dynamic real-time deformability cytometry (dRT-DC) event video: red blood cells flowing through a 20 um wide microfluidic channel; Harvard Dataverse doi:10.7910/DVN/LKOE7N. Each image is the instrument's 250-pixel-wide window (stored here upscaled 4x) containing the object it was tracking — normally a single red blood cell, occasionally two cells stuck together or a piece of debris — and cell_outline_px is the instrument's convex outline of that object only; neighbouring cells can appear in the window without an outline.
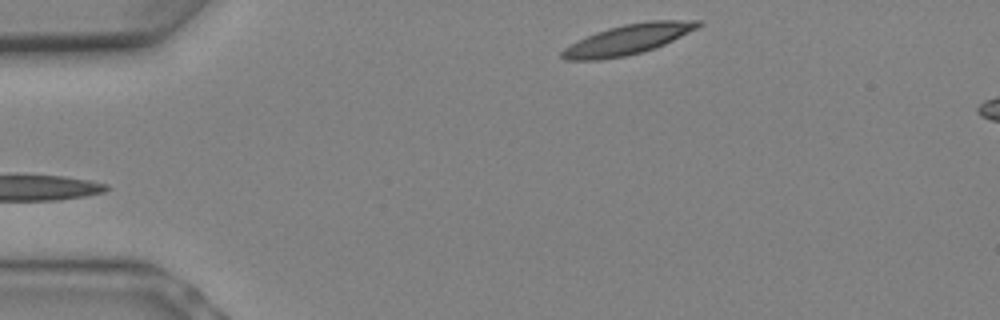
{"species": "Egyptian fruit bat (a non-hibernating species)", "species_latin": "Rousettus aegyptiacus", "temperature_condition": "warm", "stored_images_in_passage": 5, "segment_of_instrument_passage": [2, 2], "camera_frame_rate_fps": 3000, "um_per_image_px": 0.085, "animal": {"sex": "female"}, "frame": {"image": 1, "passage_image": 5, "time_ms": 1.333, "image_size_px": [1000, 320], "cell_outline_px": [[704, 24], [664, 44], [640, 52], [624, 56], [600, 60], [564, 60], [560, 56], [560, 52], [564, 48], [596, 32], [608, 28], [624, 24], [648, 20], [700, 20]], "centroid_in_image_um": [53.36, 3.34], "position_along_channel_um": 31.6, "area_um2": 23.47}}